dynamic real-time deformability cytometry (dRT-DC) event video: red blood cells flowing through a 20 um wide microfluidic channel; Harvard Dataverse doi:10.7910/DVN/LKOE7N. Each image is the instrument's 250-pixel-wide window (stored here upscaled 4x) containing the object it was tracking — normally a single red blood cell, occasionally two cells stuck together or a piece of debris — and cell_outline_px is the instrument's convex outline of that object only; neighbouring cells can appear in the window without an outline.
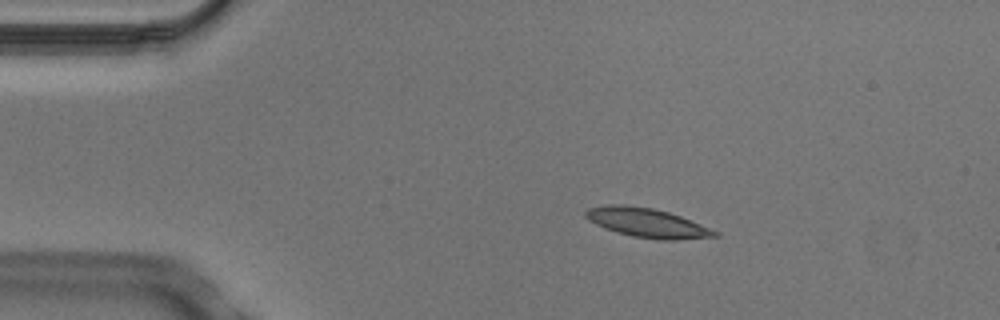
{"species": "Egyptian fruit bat (a non-hibernating species)", "species_latin": "Rousettus aegyptiacus", "temperature_condition": "cold", "stored_images_in_passage": 5, "camera_frame_rate_fps": 3000, "um_per_image_px": 0.085, "animal": {"sex": "male"}, "frame": {"image": 1, "passage_image": 2, "time_ms": 0.333, "image_size_px": [1000, 320], "cell_outline_px": [[720, 236], [676, 240], [660, 240], [632, 236], [616, 232], [604, 228], [588, 220], [584, 216], [584, 212], [588, 208], [608, 204], [624, 204], [652, 208], [668, 212], [680, 216], [720, 232]], "centroid_in_image_um": [54.99, 18.94], "position_along_channel_um": 30.0, "area_um2": 22.08}}